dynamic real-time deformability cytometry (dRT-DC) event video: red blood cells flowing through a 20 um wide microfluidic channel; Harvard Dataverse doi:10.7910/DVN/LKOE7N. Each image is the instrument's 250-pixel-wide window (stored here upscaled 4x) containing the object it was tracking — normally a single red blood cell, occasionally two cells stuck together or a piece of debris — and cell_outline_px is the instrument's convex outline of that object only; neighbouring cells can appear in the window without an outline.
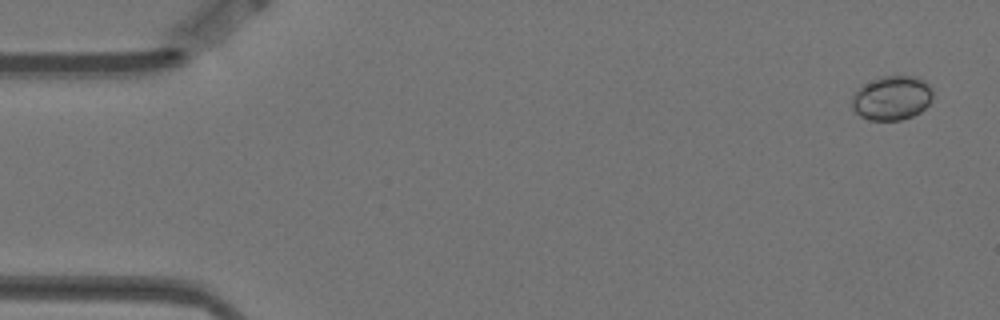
{"species": "Egyptian fruit bat (a non-hibernating species)", "species_latin": "Rousettus aegyptiacus", "temperature_condition": "warm", "stored_images_in_passage": 6, "camera_frame_rate_fps": 3000, "um_per_image_px": 0.085, "animal": {"sex": "female"}, "frame": {"image": 1, "passage_image": 1, "time_ms": 0.0, "image_size_px": [1000, 320], "cell_outline_px": [[932, 100], [920, 112], [912, 116], [900, 120], [868, 120], [860, 116], [848, 104], [852, 92], [864, 84], [884, 76], [916, 76], [924, 80], [932, 88]], "centroid_in_image_um": [75.76, 8.33], "position_along_channel_um": 9.2, "area_um2": 21.15}}
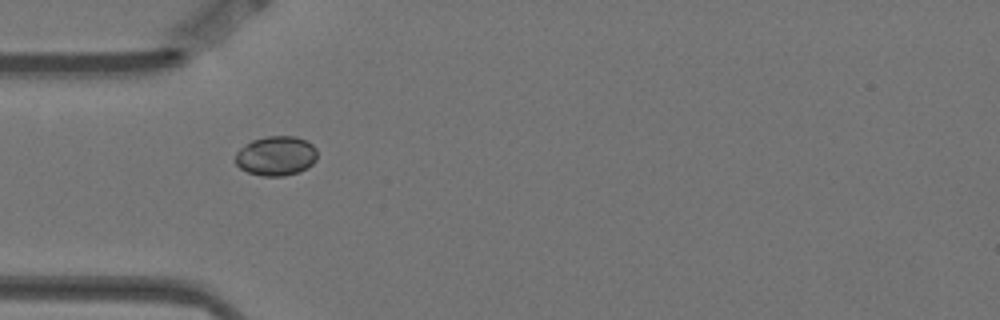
{"frame": {"image": 2, "passage_image": 5, "time_ms": 1.333, "image_size_px": [1000, 320], "cell_outline_px": [[316, 160], [308, 168], [300, 172], [284, 176], [260, 176], [248, 172], [240, 168], [236, 164], [236, 152], [240, 148], [252, 140], [268, 136], [296, 136], [312, 144], [316, 148]], "centroid_in_image_um": [23.47, 13.26], "position_along_channel_um": 61.5, "area_um2": 18.96}}
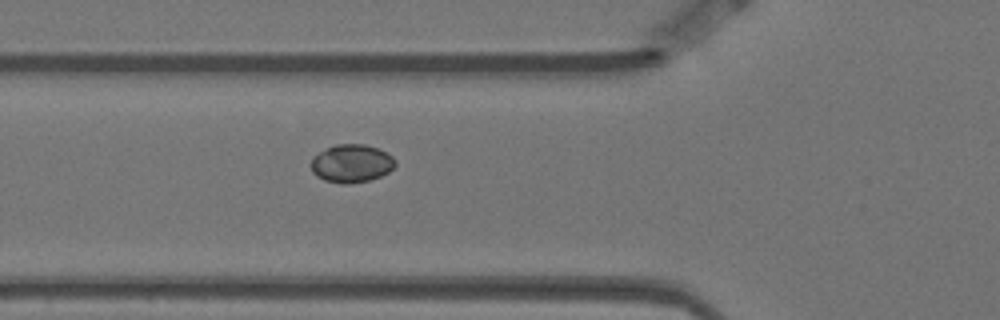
{"frame": {"image": 3, "passage_image": 6, "time_ms": 1.667, "image_size_px": [1000, 320], "cell_outline_px": [[396, 164], [388, 172], [380, 176], [368, 180], [348, 184], [340, 184], [324, 180], [316, 176], [312, 172], [312, 156], [336, 144], [364, 144], [376, 148], [392, 156], [396, 160]], "centroid_in_image_um": [29.86, 13.9], "position_along_channel_um": 95.9, "area_um2": 18.55}}